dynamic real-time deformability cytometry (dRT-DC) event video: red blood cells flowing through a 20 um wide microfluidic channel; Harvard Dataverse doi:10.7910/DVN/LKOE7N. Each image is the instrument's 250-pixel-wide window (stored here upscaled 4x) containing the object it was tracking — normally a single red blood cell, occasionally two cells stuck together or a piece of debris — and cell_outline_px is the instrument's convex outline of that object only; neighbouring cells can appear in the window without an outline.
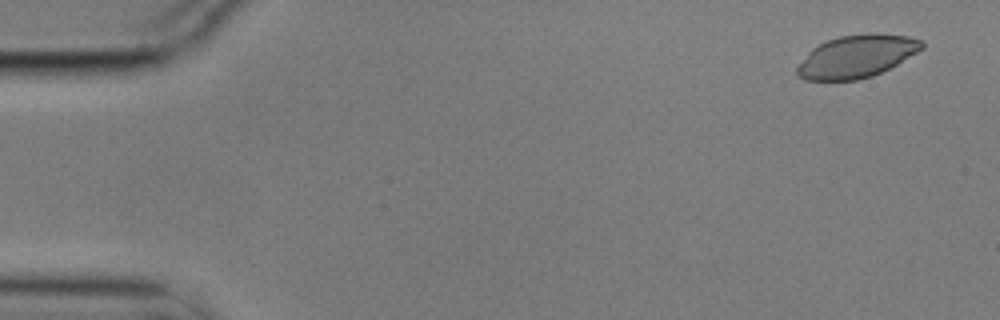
{"species": "common noctule bat (a hibernating species)", "species_latin": "Nyctalus noctula", "temperature_condition": "cold", "stored_images_in_passage": 4, "camera_frame_rate_fps": 3000, "um_per_image_px": 0.085, "animal": {"sex": "male", "body_mass_g": 17.9}, "frame": {"image": 1, "passage_image": 1, "time_ms": 0.0, "image_size_px": [1000, 320], "cell_outline_px": [[924, 48], [896, 64], [872, 76], [856, 80], [804, 80], [796, 72], [796, 68], [808, 52], [812, 48], [828, 40], [840, 36], [868, 32], [876, 32], [908, 36], [924, 40]], "centroid_in_image_um": [72.83, 4.77], "position_along_channel_um": 12.2, "area_um2": 30.92}}